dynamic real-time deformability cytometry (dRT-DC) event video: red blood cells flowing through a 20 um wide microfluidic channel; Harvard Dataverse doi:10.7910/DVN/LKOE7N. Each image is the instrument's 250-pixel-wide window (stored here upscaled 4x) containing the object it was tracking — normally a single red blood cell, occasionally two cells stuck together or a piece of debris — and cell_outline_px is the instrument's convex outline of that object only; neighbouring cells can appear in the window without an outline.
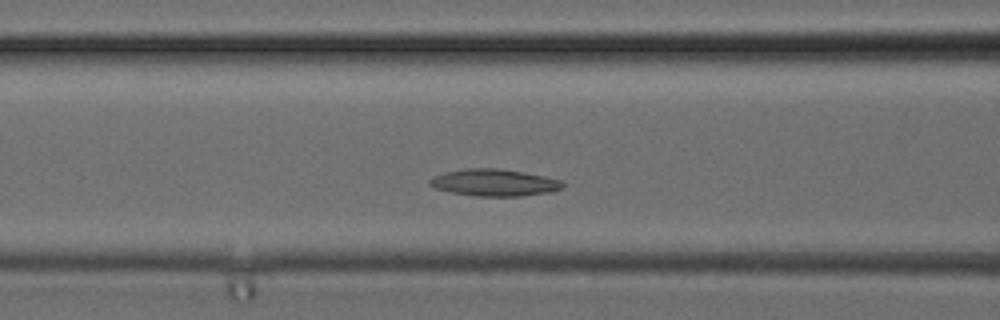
{"species": "common noctule bat (a hibernating species)", "species_latin": "Nyctalus noctula", "temperature_condition": "cold", "stored_images_in_passage": 30, "camera_frame_rate_fps": 3000, "um_per_image_px": 0.085, "animal": {"sex": "female", "body_mass_g": 24.6, "forearm_length_mm": 56.2}, "frame": {"image": 1, "passage_image": 9, "time_ms": 2.667, "image_size_px": [1000, 320], "cell_outline_px": [[564, 184], [560, 188], [552, 192], [520, 196], [476, 196], [452, 192], [436, 188], [428, 184], [428, 180], [432, 176], [444, 172], [464, 168], [500, 168], [524, 172], [544, 176], [560, 180]], "centroid_in_image_um": [41.98, 15.51], "position_along_channel_um": 124.6, "area_um2": 20.92}}
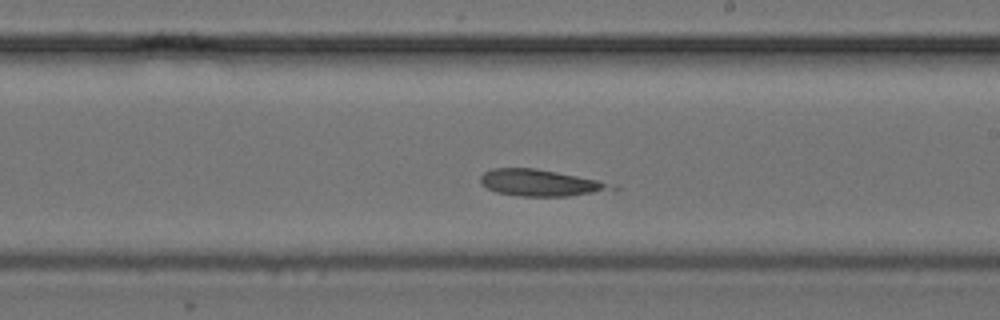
{"frame": {"image": 2, "passage_image": 15, "time_ms": 4.667, "image_size_px": [1000, 320], "cell_outline_px": [[620, 188], [568, 196], [520, 196], [496, 192], [480, 184], [480, 176], [484, 172], [492, 168], [536, 168], [600, 180], [616, 184]], "centroid_in_image_um": [45.94, 15.53], "position_along_channel_um": 243.1, "area_um2": 20.35}}
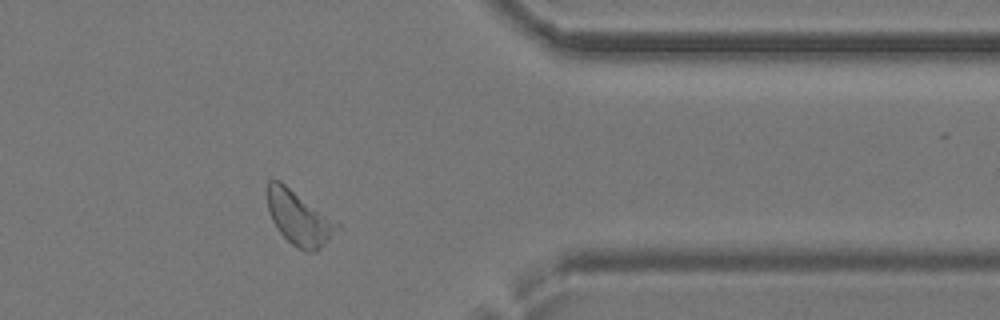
{"frame": {"image": 3, "passage_image": 23, "time_ms": 7.333, "image_size_px": [1000, 320], "cell_outline_px": [[344, 228], [316, 252], [304, 252], [292, 244], [276, 228], [272, 220], [268, 208], [264, 192], [264, 188], [268, 180], [280, 180], [336, 220]], "centroid_in_image_um": [25.44, 18.52], "position_along_channel_um": 386.0, "area_um2": 22.83}}